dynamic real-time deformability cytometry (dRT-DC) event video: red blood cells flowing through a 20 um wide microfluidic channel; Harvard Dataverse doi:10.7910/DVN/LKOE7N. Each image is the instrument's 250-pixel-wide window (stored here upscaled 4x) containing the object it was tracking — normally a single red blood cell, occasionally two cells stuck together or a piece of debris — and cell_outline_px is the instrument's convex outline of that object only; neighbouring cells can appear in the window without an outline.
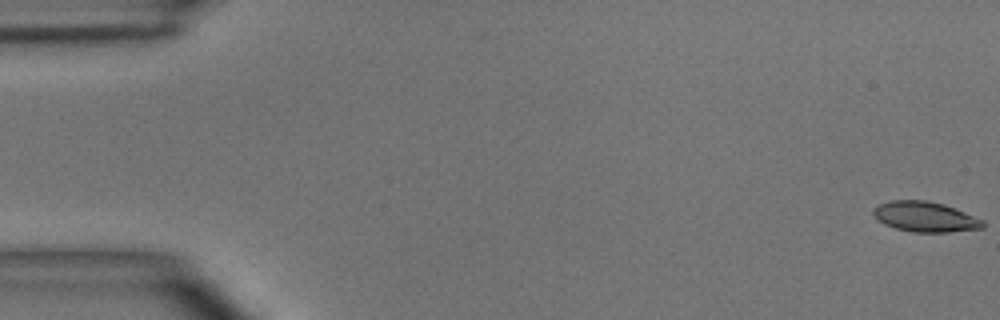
{"species": "common noctule bat (a hibernating species)", "species_latin": "Nyctalus noctula", "temperature_condition": "room temperature", "stored_images_in_passage": 6, "camera_frame_rate_fps": 3000, "um_per_image_px": 0.085, "animal": {"sex": "male", "body_mass_g": 15.6}, "frame": {"image": 1, "passage_image": 1, "time_ms": 0.0, "image_size_px": [1000, 320], "cell_outline_px": [[984, 228], [948, 232], [912, 232], [896, 228], [884, 224], [872, 212], [872, 208], [876, 204], [888, 200], [924, 200], [944, 204], [984, 220]], "centroid_in_image_um": [78.62, 18.41], "position_along_channel_um": 6.4, "area_um2": 19.31}}
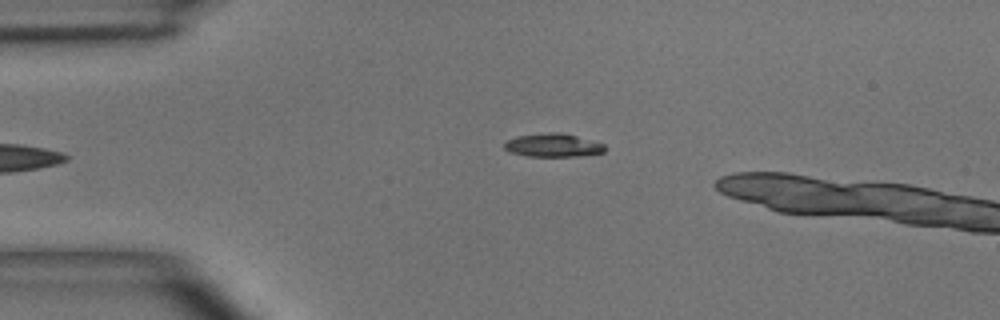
{"frame": {"image": 2, "passage_image": 6, "time_ms": 5.667, "image_size_px": [1000, 320], "cell_outline_px": [[604, 152], [580, 156], [528, 156], [512, 152], [504, 148], [504, 144], [508, 140], [516, 136], [548, 132], [560, 132], [576, 136], [604, 144]], "centroid_in_image_um": [47.0, 12.34], "position_along_channel_um": 38.0, "area_um2": 13.47}}